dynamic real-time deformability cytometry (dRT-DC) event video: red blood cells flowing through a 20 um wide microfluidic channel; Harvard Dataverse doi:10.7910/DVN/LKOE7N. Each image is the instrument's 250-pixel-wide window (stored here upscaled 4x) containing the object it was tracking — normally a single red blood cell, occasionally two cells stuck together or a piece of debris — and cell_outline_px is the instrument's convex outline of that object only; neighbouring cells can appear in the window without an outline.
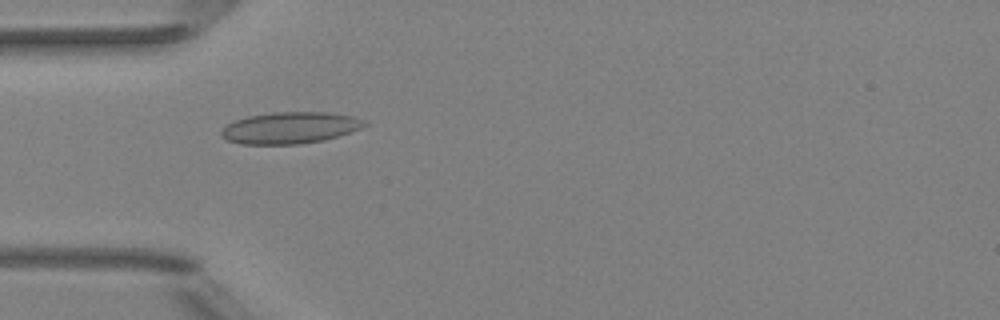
{"species": "Egyptian fruit bat (a non-hibernating species)", "species_latin": "Rousettus aegyptiacus", "temperature_condition": "room temperature", "stored_images_in_passage": 51, "camera_frame_rate_fps": 3000, "um_per_image_px": 0.085, "animal": {"sex": "female"}, "frame": {"image": 1, "passage_image": 16, "time_ms": 5.0, "image_size_px": [1000, 320], "cell_outline_px": [[368, 124], [352, 132], [324, 140], [300, 144], [240, 144], [228, 140], [220, 136], [220, 132], [228, 124], [236, 120], [248, 116], [272, 112], [328, 112], [352, 116], [364, 120]], "centroid_in_image_um": [24.66, 10.86], "position_along_channel_um": 60.3, "area_um2": 26.36}}
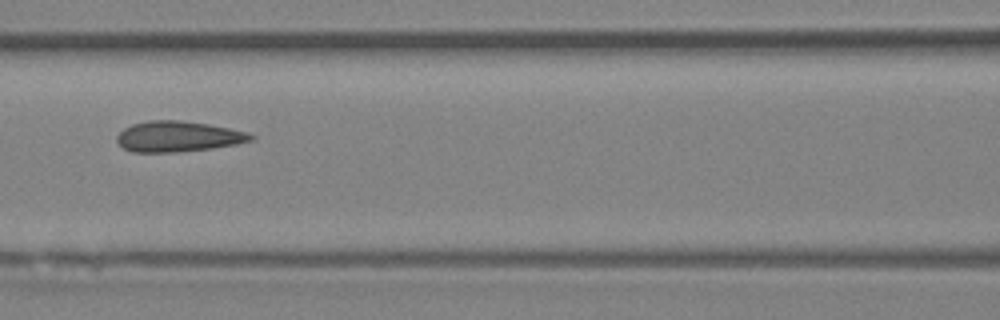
{"frame": {"image": 2, "passage_image": 23, "time_ms": 7.333, "image_size_px": [1000, 320], "cell_outline_px": [[256, 136], [252, 140], [236, 144], [212, 148], [176, 152], [132, 152], [124, 148], [116, 140], [116, 136], [124, 128], [132, 124], [148, 120], [180, 120], [208, 124], [248, 132]], "centroid_in_image_um": [15.13, 11.6], "position_along_channel_um": 151.5, "area_um2": 23.87}}
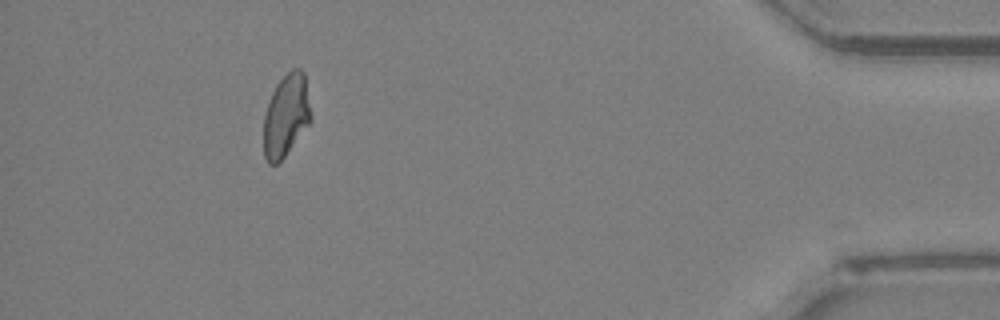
{"frame": {"image": 3, "passage_image": 47, "time_ms": 15.333, "image_size_px": [1000, 320], "cell_outline_px": [[312, 120], [284, 156], [276, 164], [268, 164], [264, 156], [264, 116], [272, 92], [276, 84], [292, 68], [300, 68], [304, 72], [312, 116]], "centroid_in_image_um": [24.32, 9.8], "position_along_channel_um": 410.9, "area_um2": 22.54}, "authors_computed_cell_mechanics": {"area_um2": 23.698, "velocity_mm_per_s": 3.999, "shape_relaxation_time_tau1_ms": 10.4029, "shape_relaxation_time_tau2_ms": 1.0012, "deformation_change_tau1": 0.1561, "deformation_change_tau2": 0.0855}}